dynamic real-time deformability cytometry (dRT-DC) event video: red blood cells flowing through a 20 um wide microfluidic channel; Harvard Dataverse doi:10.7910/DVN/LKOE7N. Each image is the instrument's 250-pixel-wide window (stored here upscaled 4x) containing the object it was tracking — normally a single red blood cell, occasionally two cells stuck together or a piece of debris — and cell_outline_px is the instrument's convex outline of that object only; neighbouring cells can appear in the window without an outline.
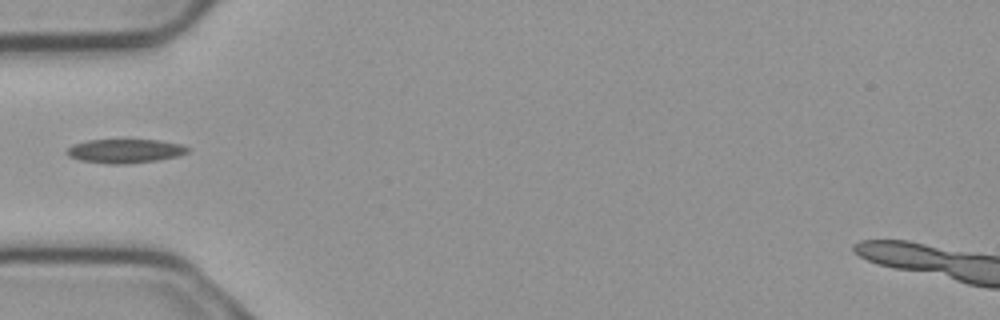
{"species": "common noctule bat (a hibernating species)", "species_latin": "Nyctalus noctula", "temperature_condition": "cold", "stored_images_in_passage": 3, "camera_frame_rate_fps": 3000, "um_per_image_px": 0.085, "animal": {"sex": "male", "body_mass_g": 23.1, "forearm_length_mm": 52.7}, "frame": {"image": 1, "passage_image": 3, "time_ms": 0.667, "image_size_px": [1000, 320], "cell_outline_px": [[192, 148], [188, 152], [176, 156], [156, 160], [124, 164], [112, 164], [80, 160], [68, 156], [64, 152], [68, 148], [76, 144], [88, 140], [160, 140], [180, 144]], "centroid_in_image_um": [10.63, 12.83], "position_along_channel_um": 74.4, "area_um2": 16.7}}